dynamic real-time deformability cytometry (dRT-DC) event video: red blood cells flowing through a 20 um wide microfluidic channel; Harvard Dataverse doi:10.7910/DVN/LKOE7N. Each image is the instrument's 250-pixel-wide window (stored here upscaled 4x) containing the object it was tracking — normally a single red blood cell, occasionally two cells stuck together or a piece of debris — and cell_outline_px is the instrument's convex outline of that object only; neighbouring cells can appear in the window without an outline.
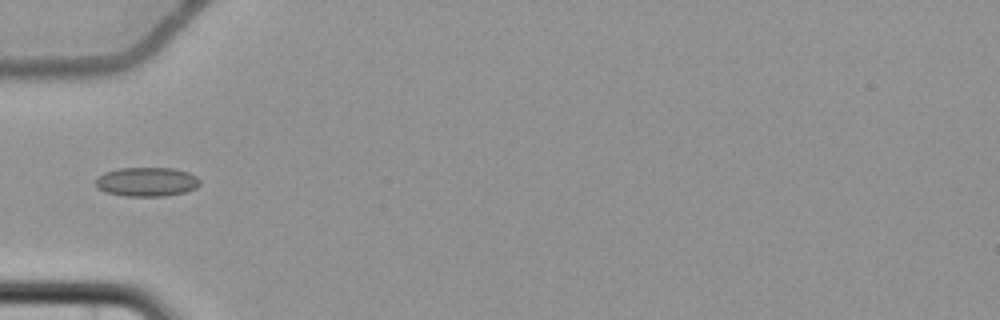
{"species": "common noctule bat (a hibernating species)", "species_latin": "Nyctalus noctula", "temperature_condition": "cold", "stored_images_in_passage": 7, "camera_frame_rate_fps": 3000, "um_per_image_px": 0.085, "animal": {"sex": "female", "body_mass_g": 22.7, "forearm_length_mm": 54.2}, "frame": {"image": 1, "passage_image": 5, "time_ms": 5.0, "image_size_px": [1000, 320], "cell_outline_px": [[200, 184], [196, 188], [184, 192], [164, 196], [124, 196], [104, 192], [96, 188], [96, 180], [104, 172], [120, 168], [172, 168], [188, 172], [196, 176], [200, 180]], "centroid_in_image_um": [12.46, 15.46], "position_along_channel_um": 72.5, "area_um2": 17.74}}
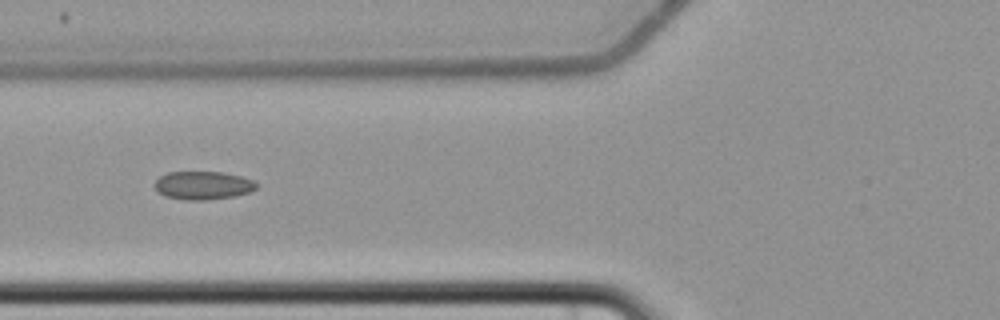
{"frame": {"image": 2, "passage_image": 6, "time_ms": 6.0, "image_size_px": [1000, 320], "cell_outline_px": [[256, 188], [248, 192], [236, 196], [204, 200], [188, 200], [164, 196], [156, 192], [152, 184], [160, 176], [168, 172], [224, 172], [240, 176], [252, 180], [256, 184]], "centroid_in_image_um": [17.19, 15.76], "position_along_channel_um": 108.6, "area_um2": 16.82}}
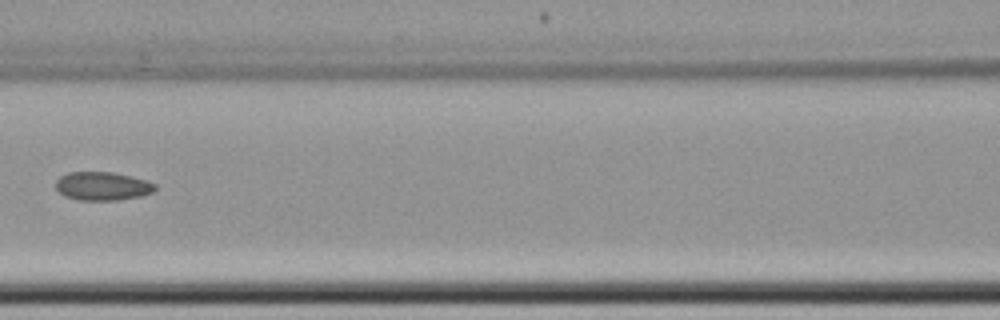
{"frame": {"image": 3, "passage_image": 7, "time_ms": 7.333, "image_size_px": [1000, 320], "cell_outline_px": [[156, 188], [152, 192], [140, 196], [116, 200], [80, 200], [64, 196], [56, 188], [56, 180], [60, 176], [68, 172], [112, 172], [144, 180], [156, 184]], "centroid_in_image_um": [8.67, 15.82], "position_along_channel_um": 157.9, "area_um2": 16.3}}